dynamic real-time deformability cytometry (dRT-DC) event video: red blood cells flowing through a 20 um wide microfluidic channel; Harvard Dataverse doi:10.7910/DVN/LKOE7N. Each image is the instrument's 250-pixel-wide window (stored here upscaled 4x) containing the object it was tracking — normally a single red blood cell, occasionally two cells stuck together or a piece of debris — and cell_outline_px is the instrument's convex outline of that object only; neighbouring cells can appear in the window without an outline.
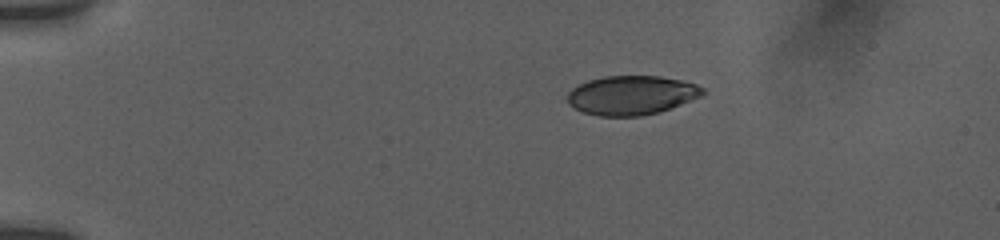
{"species": "human", "species_latin": "Homo sapiens", "temperature_condition": "room temperature", "stored_images_in_passage": 7, "camera_frame_rate_fps": 3000, "um_per_image_px": 0.085, "donor": {"sex": "female"}, "frame": {"image": 1, "passage_image": 1, "time_ms": 0.0, "image_size_px": [1000, 240], "cell_outline_px": [[704, 92], [700, 96], [660, 112], [640, 116], [600, 116], [584, 112], [568, 104], [568, 92], [572, 88], [588, 80], [604, 76], [660, 76], [680, 80], [696, 84], [704, 88]], "centroid_in_image_um": [53.66, 8.09], "position_along_channel_um": 31.3, "area_um2": 30.63}}
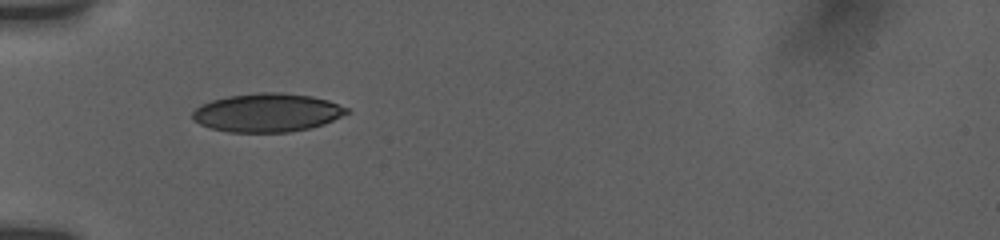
{"frame": {"image": 2, "passage_image": 5, "time_ms": 2.667, "image_size_px": [1000, 240], "cell_outline_px": [[352, 112], [324, 124], [308, 128], [288, 132], [228, 132], [212, 128], [200, 124], [192, 116], [192, 112], [200, 104], [212, 100], [228, 96], [260, 92], [280, 92], [312, 96], [328, 100], [348, 108]], "centroid_in_image_um": [22.74, 9.57], "position_along_channel_um": 62.3, "area_um2": 34.62}}
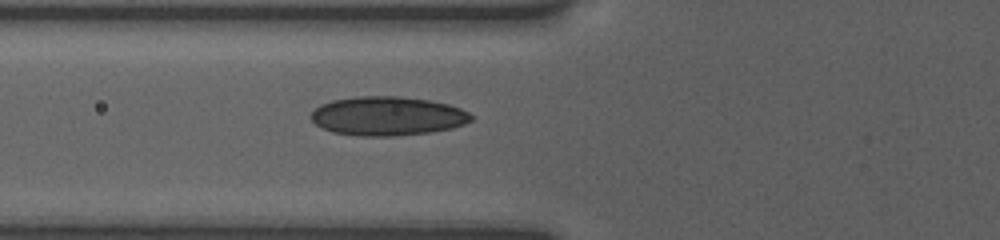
{"frame": {"image": 3, "passage_image": 7, "time_ms": 3.667, "image_size_px": [1000, 240], "cell_outline_px": [[476, 116], [472, 120], [464, 124], [452, 128], [432, 132], [396, 136], [360, 136], [332, 132], [316, 124], [308, 116], [320, 104], [332, 100], [356, 96], [396, 96], [428, 100], [448, 104], [460, 108]], "centroid_in_image_um": [32.94, 9.87], "position_along_channel_um": 92.9, "area_um2": 36.59}}